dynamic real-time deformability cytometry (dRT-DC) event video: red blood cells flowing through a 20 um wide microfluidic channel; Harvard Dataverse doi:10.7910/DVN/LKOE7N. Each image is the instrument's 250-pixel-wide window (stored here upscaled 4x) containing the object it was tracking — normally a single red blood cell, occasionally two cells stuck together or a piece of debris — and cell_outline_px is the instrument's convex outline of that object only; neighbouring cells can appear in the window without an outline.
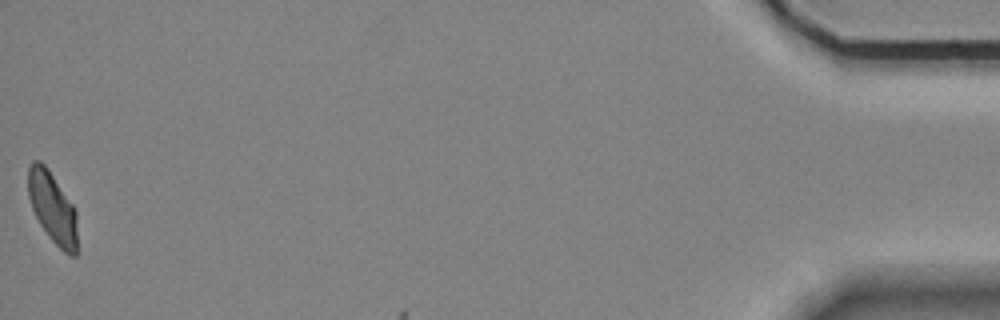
{"species": "Egyptian fruit bat (a non-hibernating species)", "species_latin": "Rousettus aegyptiacus", "temperature_condition": "room temperature", "stored_images_in_passage": 47, "segment_of_instrument_passage": [3, 3], "camera_frame_rate_fps": 3000, "um_per_image_px": 0.085, "animal": {"sex": "female"}, "frame": {"image": 1, "passage_image": 47, "time_ms": 15.333, "image_size_px": [1000, 320], "cell_outline_px": [[80, 252], [76, 256], [68, 256], [48, 236], [40, 224], [32, 208], [28, 196], [28, 168], [32, 160], [40, 160], [48, 168], [72, 204], [76, 212]], "centroid_in_image_um": [4.51, 17.72], "position_along_channel_um": 430.7, "area_um2": 20.87}}